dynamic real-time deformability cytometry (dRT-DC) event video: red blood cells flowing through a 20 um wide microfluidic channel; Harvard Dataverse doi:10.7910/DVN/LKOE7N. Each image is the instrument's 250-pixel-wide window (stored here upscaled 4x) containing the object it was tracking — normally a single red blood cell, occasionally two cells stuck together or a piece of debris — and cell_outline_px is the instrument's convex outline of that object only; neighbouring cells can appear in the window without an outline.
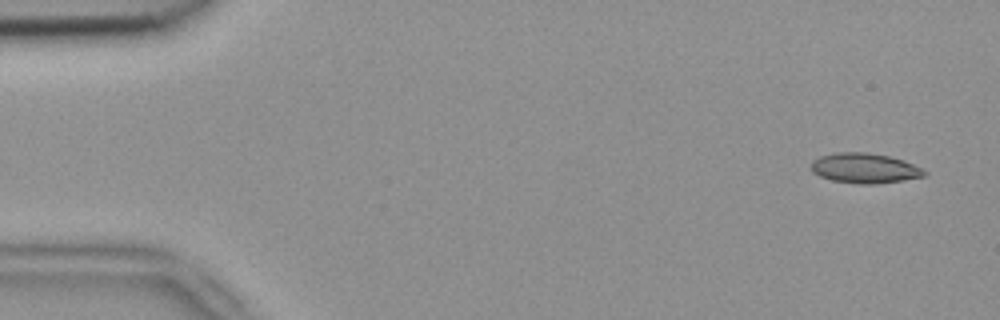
{"species": "common noctule bat (a hibernating species)", "species_latin": "Nyctalus noctula", "temperature_condition": "room temperature", "stored_images_in_passage": 6, "camera_frame_rate_fps": 3000, "um_per_image_px": 0.085, "animal": {"sex": "female", "body_mass_g": 18.4}, "frame": {"image": 1, "passage_image": 1, "time_ms": 0.0, "image_size_px": [1000, 320], "cell_outline_px": [[928, 172], [924, 176], [904, 180], [876, 184], [860, 184], [832, 180], [820, 176], [812, 172], [812, 160], [820, 156], [836, 152], [868, 152], [888, 156], [904, 160]], "centroid_in_image_um": [73.49, 14.29], "position_along_channel_um": 11.5, "area_um2": 19.77}}
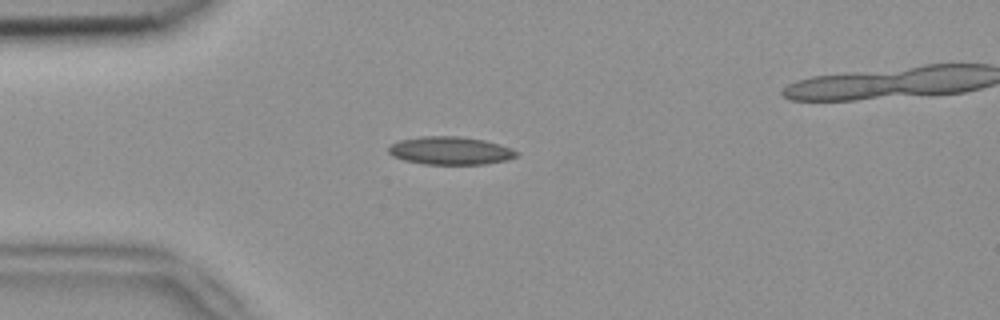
{"frame": {"image": 2, "passage_image": 4, "time_ms": 1.0, "image_size_px": [1000, 320], "cell_outline_px": [[520, 152], [516, 156], [508, 160], [484, 164], [424, 164], [404, 160], [392, 156], [388, 152], [388, 148], [392, 144], [400, 140], [420, 136], [460, 136], [484, 140], [500, 144], [512, 148]], "centroid_in_image_um": [38.3, 12.8], "position_along_channel_um": 46.7, "area_um2": 20.98}}